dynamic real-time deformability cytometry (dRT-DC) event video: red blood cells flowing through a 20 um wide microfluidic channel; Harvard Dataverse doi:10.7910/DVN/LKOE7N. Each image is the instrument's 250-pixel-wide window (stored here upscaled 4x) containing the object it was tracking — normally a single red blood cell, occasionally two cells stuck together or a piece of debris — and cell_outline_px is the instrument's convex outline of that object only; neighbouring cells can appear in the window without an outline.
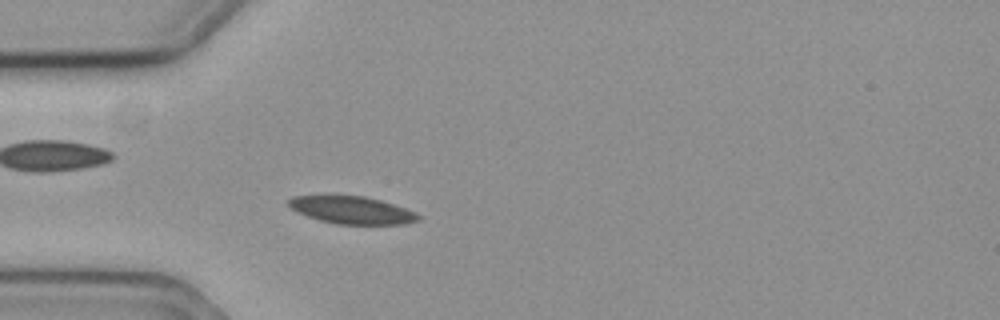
{"species": "common noctule bat (a hibernating species)", "species_latin": "Nyctalus noctula", "temperature_condition": "cold", "stored_images_in_passage": 54, "camera_frame_rate_fps": 3000, "um_per_image_px": 0.085, "animal": {"sex": "female", "body_mass_g": 19.3, "forearm_length_mm": 54.1}, "frame": {"image": 1, "passage_image": 13, "time_ms": 4.0, "image_size_px": [1000, 320], "cell_outline_px": [[420, 220], [404, 224], [336, 224], [320, 220], [296, 212], [288, 204], [288, 200], [292, 196], [364, 196], [380, 200], [416, 212], [420, 216]], "centroid_in_image_um": [29.92, 17.86], "position_along_channel_um": 55.1, "area_um2": 20.52}}
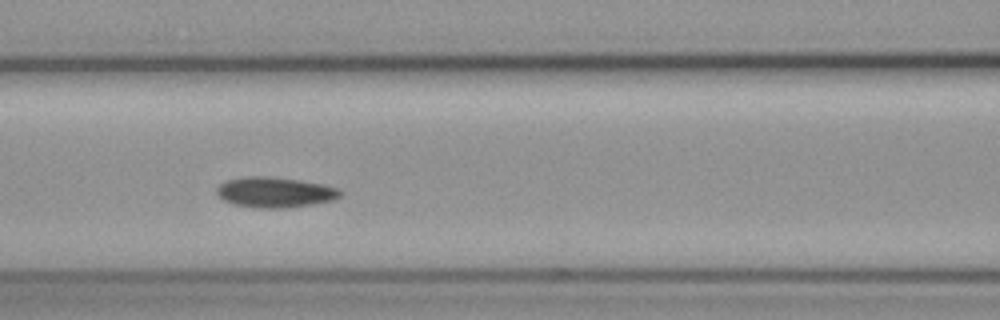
{"frame": {"image": 2, "passage_image": 21, "time_ms": 6.667, "image_size_px": [1000, 320], "cell_outline_px": [[344, 192], [336, 200], [312, 204], [284, 208], [256, 208], [232, 204], [224, 200], [216, 192], [216, 188], [220, 184], [228, 180], [248, 176], [268, 176], [300, 180], [324, 184], [340, 188]], "centroid_in_image_um": [23.42, 16.34], "position_along_channel_um": 143.2, "area_um2": 22.08}}
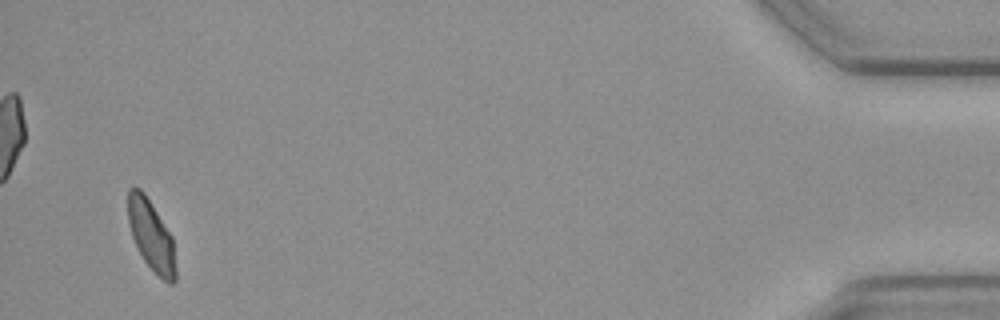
{"frame": {"image": 3, "passage_image": 52, "time_ms": 17.0, "image_size_px": [1000, 320], "cell_outline_px": [[176, 280], [172, 284], [168, 284], [144, 260], [132, 236], [128, 220], [128, 188], [140, 188], [144, 192], [172, 236], [176, 268]], "centroid_in_image_um": [12.86, 20.01], "position_along_channel_um": 422.3, "area_um2": 19.25}, "authors_computed_cell_mechanics": {"area_um2": 20.519, "velocity_mm_per_s": 3.5505, "shape_relaxation_time_tau1_ms": 8.0066, "shape_relaxation_time_tau2_ms": null, "deformation_change_tau1": 0.1089, "deformation_change_tau2": null}}